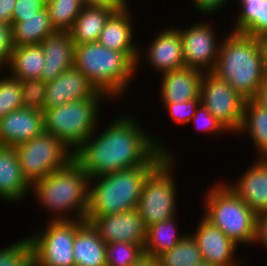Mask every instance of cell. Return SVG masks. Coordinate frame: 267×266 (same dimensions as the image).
Segmentation results:
<instances>
[{"label":"cell","mask_w":267,"mask_h":266,"mask_svg":"<svg viewBox=\"0 0 267 266\" xmlns=\"http://www.w3.org/2000/svg\"><path fill=\"white\" fill-rule=\"evenodd\" d=\"M125 111L119 112L118 117L114 115L102 130L97 127L74 152L73 159L90 179L142 165H160L165 159H179L173 147L141 126L137 115Z\"/></svg>","instance_id":"1"},{"label":"cell","mask_w":267,"mask_h":266,"mask_svg":"<svg viewBox=\"0 0 267 266\" xmlns=\"http://www.w3.org/2000/svg\"><path fill=\"white\" fill-rule=\"evenodd\" d=\"M89 180L73 159L65 167L35 182L30 195L41 210L50 214L48 220H85L89 207Z\"/></svg>","instance_id":"2"},{"label":"cell","mask_w":267,"mask_h":266,"mask_svg":"<svg viewBox=\"0 0 267 266\" xmlns=\"http://www.w3.org/2000/svg\"><path fill=\"white\" fill-rule=\"evenodd\" d=\"M212 73L227 81L244 99L253 100L265 79L261 38L226 31Z\"/></svg>","instance_id":"3"},{"label":"cell","mask_w":267,"mask_h":266,"mask_svg":"<svg viewBox=\"0 0 267 266\" xmlns=\"http://www.w3.org/2000/svg\"><path fill=\"white\" fill-rule=\"evenodd\" d=\"M74 66L114 103L130 92L136 78L135 64L122 51L108 49L98 41L75 45Z\"/></svg>","instance_id":"4"},{"label":"cell","mask_w":267,"mask_h":266,"mask_svg":"<svg viewBox=\"0 0 267 266\" xmlns=\"http://www.w3.org/2000/svg\"><path fill=\"white\" fill-rule=\"evenodd\" d=\"M159 165H142L89 180L86 216H104L137 208L147 177Z\"/></svg>","instance_id":"5"},{"label":"cell","mask_w":267,"mask_h":266,"mask_svg":"<svg viewBox=\"0 0 267 266\" xmlns=\"http://www.w3.org/2000/svg\"><path fill=\"white\" fill-rule=\"evenodd\" d=\"M206 190L201 214L239 247H253L256 214L252 209L222 179Z\"/></svg>","instance_id":"6"},{"label":"cell","mask_w":267,"mask_h":266,"mask_svg":"<svg viewBox=\"0 0 267 266\" xmlns=\"http://www.w3.org/2000/svg\"><path fill=\"white\" fill-rule=\"evenodd\" d=\"M104 101L110 104L112 100L100 92L91 98L43 110L45 132L51 133L75 152L101 125L99 117L103 115Z\"/></svg>","instance_id":"7"},{"label":"cell","mask_w":267,"mask_h":266,"mask_svg":"<svg viewBox=\"0 0 267 266\" xmlns=\"http://www.w3.org/2000/svg\"><path fill=\"white\" fill-rule=\"evenodd\" d=\"M178 160L165 159L146 179L137 205L145 227L179 216V189L175 175ZM178 191V192H177Z\"/></svg>","instance_id":"8"},{"label":"cell","mask_w":267,"mask_h":266,"mask_svg":"<svg viewBox=\"0 0 267 266\" xmlns=\"http://www.w3.org/2000/svg\"><path fill=\"white\" fill-rule=\"evenodd\" d=\"M15 148L21 172L30 186L65 167L74 156L61 140L45 131Z\"/></svg>","instance_id":"9"},{"label":"cell","mask_w":267,"mask_h":266,"mask_svg":"<svg viewBox=\"0 0 267 266\" xmlns=\"http://www.w3.org/2000/svg\"><path fill=\"white\" fill-rule=\"evenodd\" d=\"M27 235L32 245L33 266H75L73 241L77 220L45 221Z\"/></svg>","instance_id":"10"},{"label":"cell","mask_w":267,"mask_h":266,"mask_svg":"<svg viewBox=\"0 0 267 266\" xmlns=\"http://www.w3.org/2000/svg\"><path fill=\"white\" fill-rule=\"evenodd\" d=\"M200 103L232 136L239 130L246 99L227 81L212 72H204L200 88Z\"/></svg>","instance_id":"11"},{"label":"cell","mask_w":267,"mask_h":266,"mask_svg":"<svg viewBox=\"0 0 267 266\" xmlns=\"http://www.w3.org/2000/svg\"><path fill=\"white\" fill-rule=\"evenodd\" d=\"M201 17L204 19H198L195 23H190V26L177 25L176 28L180 31L185 67L212 72L216 66L222 38L218 37L211 19L210 23L206 20L209 15Z\"/></svg>","instance_id":"12"},{"label":"cell","mask_w":267,"mask_h":266,"mask_svg":"<svg viewBox=\"0 0 267 266\" xmlns=\"http://www.w3.org/2000/svg\"><path fill=\"white\" fill-rule=\"evenodd\" d=\"M153 35L154 38L147 43V48L143 45L142 48L139 44L135 74L140 71L139 66L143 67V63H147L150 71L154 70L159 76L185 67L180 31L173 25L165 26Z\"/></svg>","instance_id":"13"},{"label":"cell","mask_w":267,"mask_h":266,"mask_svg":"<svg viewBox=\"0 0 267 266\" xmlns=\"http://www.w3.org/2000/svg\"><path fill=\"white\" fill-rule=\"evenodd\" d=\"M199 220V223H196V229L190 231V234L197 243L203 261L216 266L243 265L241 258L237 257L239 246L203 215L199 217Z\"/></svg>","instance_id":"14"},{"label":"cell","mask_w":267,"mask_h":266,"mask_svg":"<svg viewBox=\"0 0 267 266\" xmlns=\"http://www.w3.org/2000/svg\"><path fill=\"white\" fill-rule=\"evenodd\" d=\"M85 220L91 223L106 244L146 243L147 228L137 209L104 216H86Z\"/></svg>","instance_id":"15"},{"label":"cell","mask_w":267,"mask_h":266,"mask_svg":"<svg viewBox=\"0 0 267 266\" xmlns=\"http://www.w3.org/2000/svg\"><path fill=\"white\" fill-rule=\"evenodd\" d=\"M99 93L87 77L73 66L54 80L46 82L44 110L91 98Z\"/></svg>","instance_id":"16"},{"label":"cell","mask_w":267,"mask_h":266,"mask_svg":"<svg viewBox=\"0 0 267 266\" xmlns=\"http://www.w3.org/2000/svg\"><path fill=\"white\" fill-rule=\"evenodd\" d=\"M132 5L126 9L114 12L106 21L98 42L111 50L122 51L134 64L138 57L139 43L135 40L134 29L137 22L132 11ZM135 39V40H133Z\"/></svg>","instance_id":"17"},{"label":"cell","mask_w":267,"mask_h":266,"mask_svg":"<svg viewBox=\"0 0 267 266\" xmlns=\"http://www.w3.org/2000/svg\"><path fill=\"white\" fill-rule=\"evenodd\" d=\"M234 181H223L257 215L267 212V165L254 158Z\"/></svg>","instance_id":"18"},{"label":"cell","mask_w":267,"mask_h":266,"mask_svg":"<svg viewBox=\"0 0 267 266\" xmlns=\"http://www.w3.org/2000/svg\"><path fill=\"white\" fill-rule=\"evenodd\" d=\"M42 110L21 108L0 119V146L16 147L44 132Z\"/></svg>","instance_id":"19"},{"label":"cell","mask_w":267,"mask_h":266,"mask_svg":"<svg viewBox=\"0 0 267 266\" xmlns=\"http://www.w3.org/2000/svg\"><path fill=\"white\" fill-rule=\"evenodd\" d=\"M40 45L45 56L41 74L44 82L54 80L74 66L75 43L69 31H56L44 38Z\"/></svg>","instance_id":"20"},{"label":"cell","mask_w":267,"mask_h":266,"mask_svg":"<svg viewBox=\"0 0 267 266\" xmlns=\"http://www.w3.org/2000/svg\"><path fill=\"white\" fill-rule=\"evenodd\" d=\"M204 72L189 67L163 73L159 84L160 102L181 103L200 99V88Z\"/></svg>","instance_id":"21"},{"label":"cell","mask_w":267,"mask_h":266,"mask_svg":"<svg viewBox=\"0 0 267 266\" xmlns=\"http://www.w3.org/2000/svg\"><path fill=\"white\" fill-rule=\"evenodd\" d=\"M30 192L31 186L21 172L16 148L0 146V201L19 205Z\"/></svg>","instance_id":"22"},{"label":"cell","mask_w":267,"mask_h":266,"mask_svg":"<svg viewBox=\"0 0 267 266\" xmlns=\"http://www.w3.org/2000/svg\"><path fill=\"white\" fill-rule=\"evenodd\" d=\"M75 266H107L106 243L86 220H77L73 241Z\"/></svg>","instance_id":"23"},{"label":"cell","mask_w":267,"mask_h":266,"mask_svg":"<svg viewBox=\"0 0 267 266\" xmlns=\"http://www.w3.org/2000/svg\"><path fill=\"white\" fill-rule=\"evenodd\" d=\"M236 135L242 136L240 139L249 137L256 151L255 158L267 155V111L254 99L246 100L241 126L233 136Z\"/></svg>","instance_id":"24"},{"label":"cell","mask_w":267,"mask_h":266,"mask_svg":"<svg viewBox=\"0 0 267 266\" xmlns=\"http://www.w3.org/2000/svg\"><path fill=\"white\" fill-rule=\"evenodd\" d=\"M236 3L240 9L234 15L229 31L267 37V0H238Z\"/></svg>","instance_id":"25"},{"label":"cell","mask_w":267,"mask_h":266,"mask_svg":"<svg viewBox=\"0 0 267 266\" xmlns=\"http://www.w3.org/2000/svg\"><path fill=\"white\" fill-rule=\"evenodd\" d=\"M45 56L40 44L14 47L6 67L9 75L19 80L41 79Z\"/></svg>","instance_id":"26"},{"label":"cell","mask_w":267,"mask_h":266,"mask_svg":"<svg viewBox=\"0 0 267 266\" xmlns=\"http://www.w3.org/2000/svg\"><path fill=\"white\" fill-rule=\"evenodd\" d=\"M113 13V10L105 7L85 5L69 31L75 45L97 42L106 21Z\"/></svg>","instance_id":"27"},{"label":"cell","mask_w":267,"mask_h":266,"mask_svg":"<svg viewBox=\"0 0 267 266\" xmlns=\"http://www.w3.org/2000/svg\"><path fill=\"white\" fill-rule=\"evenodd\" d=\"M56 32L47 7L30 18H21L20 22L11 24L12 43L14 47L40 44L41 41Z\"/></svg>","instance_id":"28"},{"label":"cell","mask_w":267,"mask_h":266,"mask_svg":"<svg viewBox=\"0 0 267 266\" xmlns=\"http://www.w3.org/2000/svg\"><path fill=\"white\" fill-rule=\"evenodd\" d=\"M178 217L164 220L147 227L144 253L158 257L163 252L171 250L184 236L187 231L178 232Z\"/></svg>","instance_id":"29"},{"label":"cell","mask_w":267,"mask_h":266,"mask_svg":"<svg viewBox=\"0 0 267 266\" xmlns=\"http://www.w3.org/2000/svg\"><path fill=\"white\" fill-rule=\"evenodd\" d=\"M160 266H197L204 262L195 239L187 233L171 250L157 257Z\"/></svg>","instance_id":"30"},{"label":"cell","mask_w":267,"mask_h":266,"mask_svg":"<svg viewBox=\"0 0 267 266\" xmlns=\"http://www.w3.org/2000/svg\"><path fill=\"white\" fill-rule=\"evenodd\" d=\"M84 6L83 0H53L46 4L56 31H70Z\"/></svg>","instance_id":"31"},{"label":"cell","mask_w":267,"mask_h":266,"mask_svg":"<svg viewBox=\"0 0 267 266\" xmlns=\"http://www.w3.org/2000/svg\"><path fill=\"white\" fill-rule=\"evenodd\" d=\"M3 74V75H2ZM23 108L21 83L17 78L0 70V119L8 113Z\"/></svg>","instance_id":"32"},{"label":"cell","mask_w":267,"mask_h":266,"mask_svg":"<svg viewBox=\"0 0 267 266\" xmlns=\"http://www.w3.org/2000/svg\"><path fill=\"white\" fill-rule=\"evenodd\" d=\"M0 266H33L32 245L28 236L0 248Z\"/></svg>","instance_id":"33"},{"label":"cell","mask_w":267,"mask_h":266,"mask_svg":"<svg viewBox=\"0 0 267 266\" xmlns=\"http://www.w3.org/2000/svg\"><path fill=\"white\" fill-rule=\"evenodd\" d=\"M144 254V245L126 242L106 244L107 266H130Z\"/></svg>","instance_id":"34"},{"label":"cell","mask_w":267,"mask_h":266,"mask_svg":"<svg viewBox=\"0 0 267 266\" xmlns=\"http://www.w3.org/2000/svg\"><path fill=\"white\" fill-rule=\"evenodd\" d=\"M23 108L44 110L46 82L42 79L20 80Z\"/></svg>","instance_id":"35"},{"label":"cell","mask_w":267,"mask_h":266,"mask_svg":"<svg viewBox=\"0 0 267 266\" xmlns=\"http://www.w3.org/2000/svg\"><path fill=\"white\" fill-rule=\"evenodd\" d=\"M190 123L195 127L196 131L204 133V135H210L211 137H219L221 134L225 135L229 132L223 127V125L201 104L196 109ZM216 135V136H214ZM219 135V136H218Z\"/></svg>","instance_id":"36"},{"label":"cell","mask_w":267,"mask_h":266,"mask_svg":"<svg viewBox=\"0 0 267 266\" xmlns=\"http://www.w3.org/2000/svg\"><path fill=\"white\" fill-rule=\"evenodd\" d=\"M200 99H192L181 103H162L166 116L171 119L177 126H185L190 124V121L195 114L196 109L200 105Z\"/></svg>","instance_id":"37"},{"label":"cell","mask_w":267,"mask_h":266,"mask_svg":"<svg viewBox=\"0 0 267 266\" xmlns=\"http://www.w3.org/2000/svg\"><path fill=\"white\" fill-rule=\"evenodd\" d=\"M46 7L44 0H16L11 24L21 21V18L33 17Z\"/></svg>","instance_id":"38"},{"label":"cell","mask_w":267,"mask_h":266,"mask_svg":"<svg viewBox=\"0 0 267 266\" xmlns=\"http://www.w3.org/2000/svg\"><path fill=\"white\" fill-rule=\"evenodd\" d=\"M13 48L11 25L0 23V70L6 67Z\"/></svg>","instance_id":"39"},{"label":"cell","mask_w":267,"mask_h":266,"mask_svg":"<svg viewBox=\"0 0 267 266\" xmlns=\"http://www.w3.org/2000/svg\"><path fill=\"white\" fill-rule=\"evenodd\" d=\"M193 3L194 10L198 12L200 15H209L212 18V15L221 12L220 10L226 8V6L231 2L234 3L233 0H190ZM231 1V2H230ZM227 4V5H226Z\"/></svg>","instance_id":"40"},{"label":"cell","mask_w":267,"mask_h":266,"mask_svg":"<svg viewBox=\"0 0 267 266\" xmlns=\"http://www.w3.org/2000/svg\"><path fill=\"white\" fill-rule=\"evenodd\" d=\"M252 245H259L267 251V212H262L256 215L255 233Z\"/></svg>","instance_id":"41"},{"label":"cell","mask_w":267,"mask_h":266,"mask_svg":"<svg viewBox=\"0 0 267 266\" xmlns=\"http://www.w3.org/2000/svg\"><path fill=\"white\" fill-rule=\"evenodd\" d=\"M84 5L105 7L114 12L126 9L131 3L129 0H83Z\"/></svg>","instance_id":"42"},{"label":"cell","mask_w":267,"mask_h":266,"mask_svg":"<svg viewBox=\"0 0 267 266\" xmlns=\"http://www.w3.org/2000/svg\"><path fill=\"white\" fill-rule=\"evenodd\" d=\"M16 0H0V23L11 25Z\"/></svg>","instance_id":"43"},{"label":"cell","mask_w":267,"mask_h":266,"mask_svg":"<svg viewBox=\"0 0 267 266\" xmlns=\"http://www.w3.org/2000/svg\"><path fill=\"white\" fill-rule=\"evenodd\" d=\"M130 266H160V264L156 257L144 253Z\"/></svg>","instance_id":"44"},{"label":"cell","mask_w":267,"mask_h":266,"mask_svg":"<svg viewBox=\"0 0 267 266\" xmlns=\"http://www.w3.org/2000/svg\"><path fill=\"white\" fill-rule=\"evenodd\" d=\"M254 100L267 111V80L260 86Z\"/></svg>","instance_id":"45"},{"label":"cell","mask_w":267,"mask_h":266,"mask_svg":"<svg viewBox=\"0 0 267 266\" xmlns=\"http://www.w3.org/2000/svg\"><path fill=\"white\" fill-rule=\"evenodd\" d=\"M261 46L263 53L264 74L265 79L267 80V37L261 38Z\"/></svg>","instance_id":"46"},{"label":"cell","mask_w":267,"mask_h":266,"mask_svg":"<svg viewBox=\"0 0 267 266\" xmlns=\"http://www.w3.org/2000/svg\"><path fill=\"white\" fill-rule=\"evenodd\" d=\"M197 266H216V265H213V264H211V263L202 262V263H200V264L197 265Z\"/></svg>","instance_id":"47"},{"label":"cell","mask_w":267,"mask_h":266,"mask_svg":"<svg viewBox=\"0 0 267 266\" xmlns=\"http://www.w3.org/2000/svg\"><path fill=\"white\" fill-rule=\"evenodd\" d=\"M267 165V155H264L260 158Z\"/></svg>","instance_id":"48"},{"label":"cell","mask_w":267,"mask_h":266,"mask_svg":"<svg viewBox=\"0 0 267 266\" xmlns=\"http://www.w3.org/2000/svg\"><path fill=\"white\" fill-rule=\"evenodd\" d=\"M44 1L47 4V3H49L50 1H53V0H44Z\"/></svg>","instance_id":"49"}]
</instances>
